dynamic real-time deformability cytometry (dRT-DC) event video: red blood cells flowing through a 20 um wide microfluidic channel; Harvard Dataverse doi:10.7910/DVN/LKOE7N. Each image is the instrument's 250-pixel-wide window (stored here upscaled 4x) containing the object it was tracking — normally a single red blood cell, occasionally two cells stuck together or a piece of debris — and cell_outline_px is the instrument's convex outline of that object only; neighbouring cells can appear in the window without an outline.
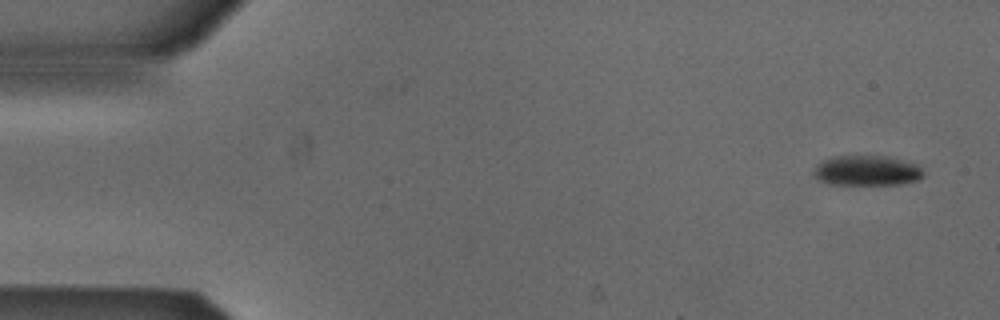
{"species": "Egyptian fruit bat (a non-hibernating species)", "species_latin": "Rousettus aegyptiacus", "temperature_condition": "cold", "stored_images_in_passage": 7, "camera_frame_rate_fps": 3000, "um_per_image_px": 0.085, "animal": {"sex": "male"}, "frame": {"image": 1, "passage_image": 1, "time_ms": 0.0, "image_size_px": [1000, 320], "cell_outline_px": [[924, 176], [920, 180], [900, 184], [828, 184], [816, 180], [812, 172], [812, 168], [816, 164], [832, 156], [888, 156], [920, 164], [924, 172]], "centroid_in_image_um": [73.69, 14.5], "position_along_channel_um": 11.3, "area_um2": 19.77}}
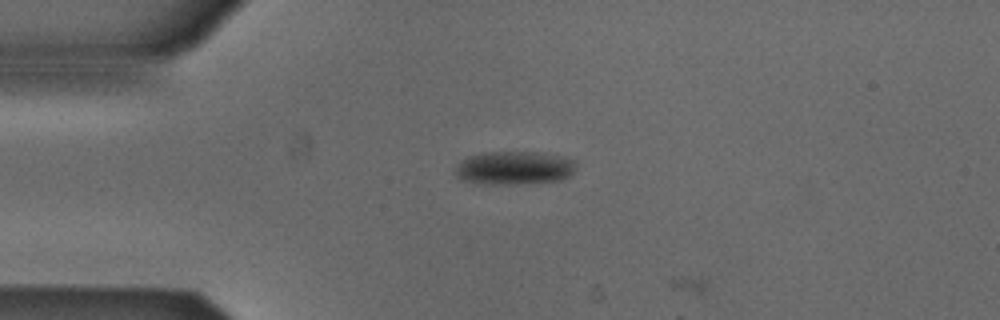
{"frame": {"image": 2, "passage_image": 4, "time_ms": 1.0, "image_size_px": [1000, 320], "cell_outline_px": [[576, 164], [572, 172], [568, 176], [560, 180], [512, 184], [476, 184], [460, 180], [456, 176], [456, 164], [460, 160], [468, 156], [484, 152], [536, 152], [560, 156], [576, 160]], "centroid_in_image_um": [43.64, 14.27], "position_along_channel_um": 41.4, "area_um2": 23.64}}
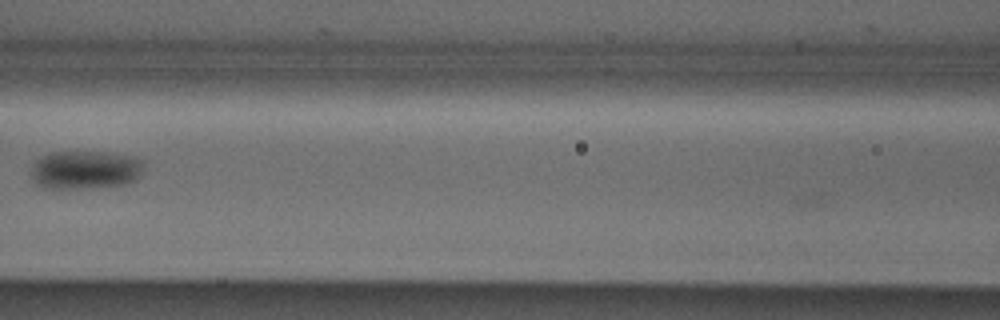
{"frame": {"image": 3, "passage_image": 7, "time_ms": 2.0, "image_size_px": [1000, 320], "cell_outline_px": [[144, 164], [140, 176], [136, 180], [124, 184], [92, 188], [40, 188], [32, 180], [32, 164], [40, 156], [48, 152], [108, 152], [136, 156], [144, 160]], "centroid_in_image_um": [7.25, 14.43], "position_along_channel_um": 159.3, "area_um2": 25.78}}